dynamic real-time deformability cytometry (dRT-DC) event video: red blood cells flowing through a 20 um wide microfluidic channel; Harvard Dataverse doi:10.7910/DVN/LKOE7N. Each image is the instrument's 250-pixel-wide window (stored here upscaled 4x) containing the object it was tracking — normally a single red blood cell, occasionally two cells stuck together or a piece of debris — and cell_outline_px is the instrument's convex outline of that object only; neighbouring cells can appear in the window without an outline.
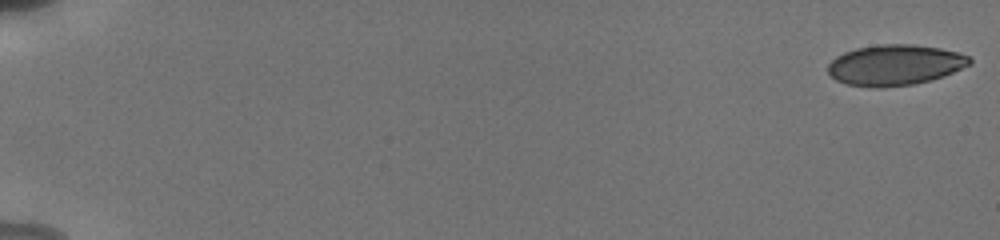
{"species": "human", "species_latin": "Homo sapiens", "temperature_condition": "cold", "stored_images_in_passage": 23, "camera_frame_rate_fps": 3000, "um_per_image_px": 0.085, "donor": {"sex": "male"}, "frame": {"image": 1, "passage_image": 1, "time_ms": 0.0, "image_size_px": [1000, 240], "cell_outline_px": [[972, 64], [944, 76], [932, 80], [916, 84], [880, 88], [876, 88], [844, 84], [836, 80], [828, 72], [828, 64], [836, 56], [844, 52], [856, 48], [880, 44], [912, 44], [940, 48], [956, 52], [968, 56], [972, 60]], "centroid_in_image_um": [76.07, 5.53], "position_along_channel_um": 8.9, "area_um2": 33.81}}
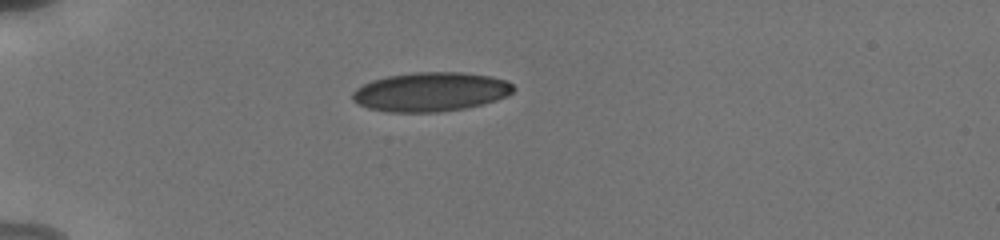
{"frame": {"image": 2, "passage_image": 17, "time_ms": 5.333, "image_size_px": [1000, 240], "cell_outline_px": [[516, 88], [508, 96], [496, 100], [464, 108], [440, 112], [384, 112], [368, 108], [352, 100], [352, 92], [356, 88], [372, 80], [388, 76], [416, 72], [460, 72], [488, 76], [504, 80], [512, 84]], "centroid_in_image_um": [36.58, 7.81], "position_along_channel_um": 48.4, "area_um2": 36.59}}
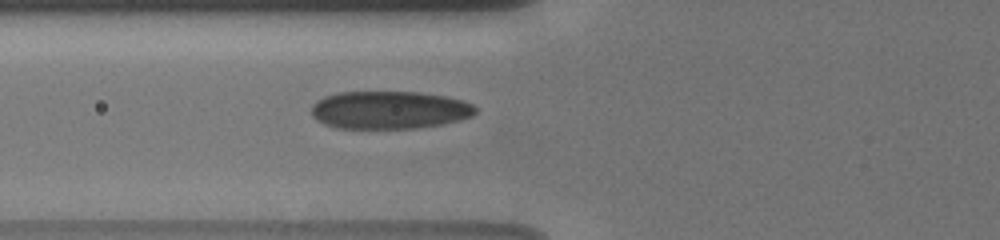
{"frame": {"image": 3, "passage_image": 23, "time_ms": 7.333, "image_size_px": [1000, 240], "cell_outline_px": [[476, 112], [472, 116], [460, 120], [440, 124], [416, 128], [336, 128], [324, 124], [316, 120], [312, 116], [312, 104], [316, 100], [324, 96], [336, 92], [420, 92], [448, 96], [464, 100], [472, 104], [476, 108]], "centroid_in_image_um": [33.08, 9.34], "position_along_channel_um": 92.7, "area_um2": 36.47}}